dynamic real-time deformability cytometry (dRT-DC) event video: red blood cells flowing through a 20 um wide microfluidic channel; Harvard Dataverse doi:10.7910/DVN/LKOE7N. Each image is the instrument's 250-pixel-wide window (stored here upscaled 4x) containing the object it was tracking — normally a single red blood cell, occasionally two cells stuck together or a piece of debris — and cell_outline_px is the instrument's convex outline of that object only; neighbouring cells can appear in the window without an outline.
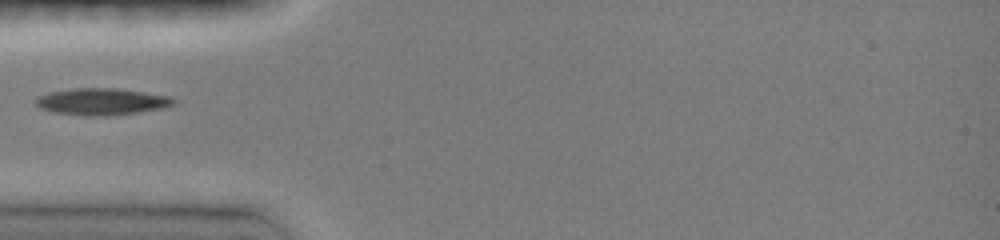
{"species": "common noctule bat (a hibernating species)", "species_latin": "Nyctalus noctula", "temperature_condition": "room temperature", "stored_images_in_passage": 41, "camera_frame_rate_fps": 3000, "um_per_image_px": 0.085, "animal": {"sex": "female", "body_mass_g": 19.0, "forearm_length_mm": 51.5}, "frame": {"image": 1, "passage_image": 1, "time_ms": 0.0, "image_size_px": [1000, 240], "cell_outline_px": [[176, 104], [168, 108], [108, 116], [88, 116], [52, 112], [40, 108], [36, 104], [36, 96], [52, 92], [76, 88], [116, 88], [172, 96], [176, 100]], "centroid_in_image_um": [8.72, 8.64], "position_along_channel_um": 76.3, "area_um2": 21.73}}
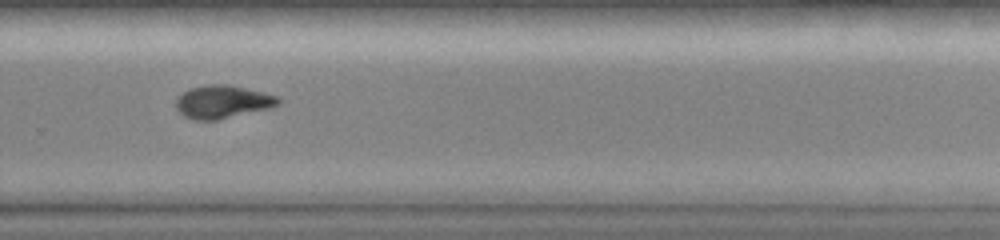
{"frame": {"image": 2, "passage_image": 33, "time_ms": 5.667, "image_size_px": [1000, 240], "cell_outline_px": [[280, 104], [272, 108], [216, 120], [196, 120], [184, 116], [176, 108], [176, 100], [188, 88], [204, 84], [224, 84], [264, 92], [280, 96]], "centroid_in_image_um": [18.95, 8.65], "position_along_channel_um": 310.8, "area_um2": 19.77}}
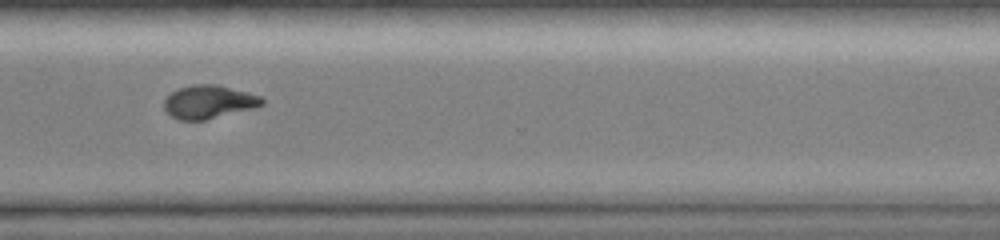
{"frame": {"image": 3, "passage_image": 40, "time_ms": 6.667, "image_size_px": [1000, 240], "cell_outline_px": [[264, 104], [256, 108], [204, 120], [180, 120], [172, 116], [164, 108], [164, 100], [176, 88], [192, 84], [216, 84], [248, 92], [260, 96], [264, 100]], "centroid_in_image_um": [17.76, 8.65], "position_along_channel_um": 352.8, "area_um2": 19.07}}